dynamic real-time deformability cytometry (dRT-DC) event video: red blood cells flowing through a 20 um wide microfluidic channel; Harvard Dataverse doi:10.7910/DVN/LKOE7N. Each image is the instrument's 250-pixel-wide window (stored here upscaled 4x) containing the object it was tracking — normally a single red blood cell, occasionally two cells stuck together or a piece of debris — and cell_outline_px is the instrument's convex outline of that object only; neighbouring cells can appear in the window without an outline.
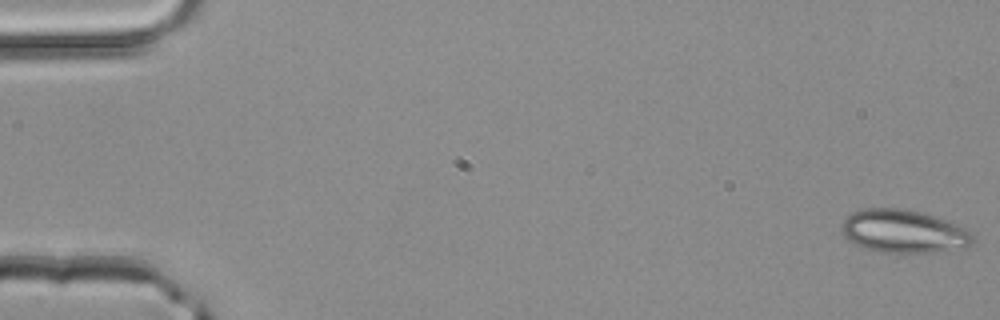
{"species": "common noctule bat (a hibernating species)", "species_latin": "Nyctalus noctula", "temperature_condition": "room temperature", "stored_images_in_passage": 50, "camera_frame_rate_fps": 3000, "um_per_image_px": 0.085, "animal": {"sex": "male", "body_mass_g": 20.4}, "frame": {"image": 1, "passage_image": 1, "time_ms": 0.0, "image_size_px": [1000, 320], "cell_outline_px": [[976, 240], [964, 248], [932, 252], [880, 252], [864, 248], [848, 240], [844, 236], [840, 228], [840, 224], [852, 212], [864, 208], [900, 208], [920, 212], [956, 224], [972, 232]], "centroid_in_image_um": [76.79, 19.66], "position_along_channel_um": 8.2, "area_um2": 32.89}}
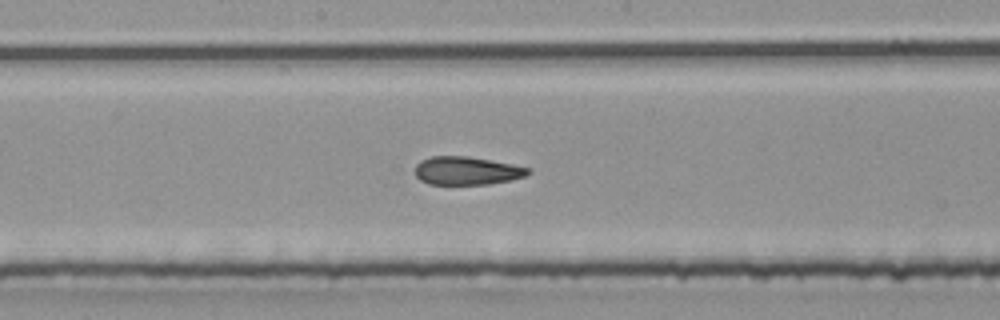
{"frame": {"image": 2, "passage_image": 27, "time_ms": 8.667, "image_size_px": [1000, 320], "cell_outline_px": [[532, 172], [524, 176], [508, 180], [488, 184], [428, 184], [420, 180], [416, 176], [416, 164], [420, 160], [432, 156], [468, 156], [512, 164], [532, 168]], "centroid_in_image_um": [39.67, 14.5], "position_along_channel_um": 208.5, "area_um2": 18.55}}
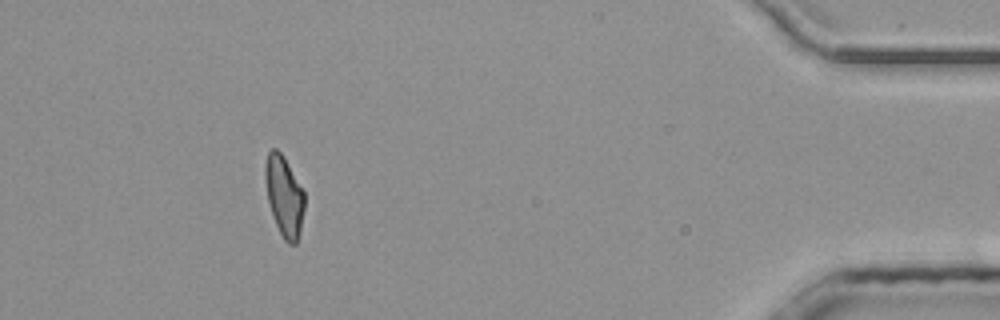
{"frame": {"image": 3, "passage_image": 46, "time_ms": 15.0, "image_size_px": [1000, 320], "cell_outline_px": [[304, 208], [300, 232], [296, 244], [288, 244], [284, 240], [276, 224], [268, 200], [264, 176], [264, 164], [268, 152], [272, 148], [276, 148], [284, 156], [304, 192]], "centroid_in_image_um": [24.15, 16.64], "position_along_channel_um": 411.1, "area_um2": 18.32}}